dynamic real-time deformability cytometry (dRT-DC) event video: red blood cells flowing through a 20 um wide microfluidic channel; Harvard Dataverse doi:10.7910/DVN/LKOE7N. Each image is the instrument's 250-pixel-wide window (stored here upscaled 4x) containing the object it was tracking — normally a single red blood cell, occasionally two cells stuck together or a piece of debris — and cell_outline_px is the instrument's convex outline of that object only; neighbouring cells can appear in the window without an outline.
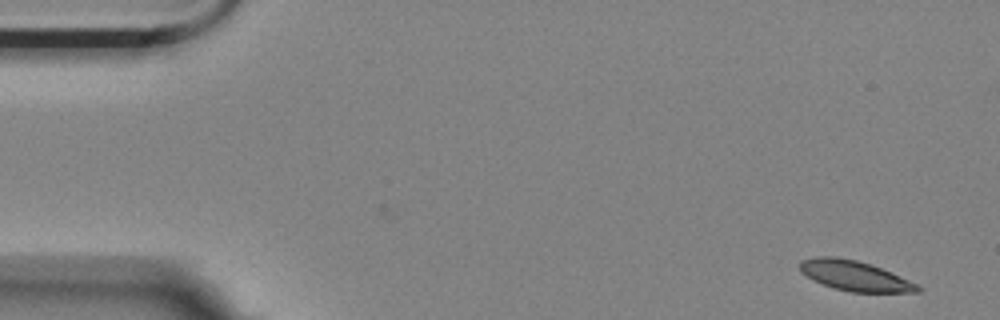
{"species": "Egyptian fruit bat (a non-hibernating species)", "species_latin": "Rousettus aegyptiacus", "temperature_condition": "room temperature", "stored_images_in_passage": 5, "camera_frame_rate_fps": 3000, "um_per_image_px": 0.085, "animal": {"sex": "female"}, "frame": {"image": 1, "passage_image": 1, "time_ms": 0.0, "image_size_px": [1000, 320], "cell_outline_px": [[924, 288], [920, 292], [848, 292], [832, 288], [812, 280], [800, 272], [800, 260], [816, 256], [836, 256], [856, 260], [872, 264], [908, 280]], "centroid_in_image_um": [72.61, 23.44], "position_along_channel_um": 12.4, "area_um2": 20.81}}